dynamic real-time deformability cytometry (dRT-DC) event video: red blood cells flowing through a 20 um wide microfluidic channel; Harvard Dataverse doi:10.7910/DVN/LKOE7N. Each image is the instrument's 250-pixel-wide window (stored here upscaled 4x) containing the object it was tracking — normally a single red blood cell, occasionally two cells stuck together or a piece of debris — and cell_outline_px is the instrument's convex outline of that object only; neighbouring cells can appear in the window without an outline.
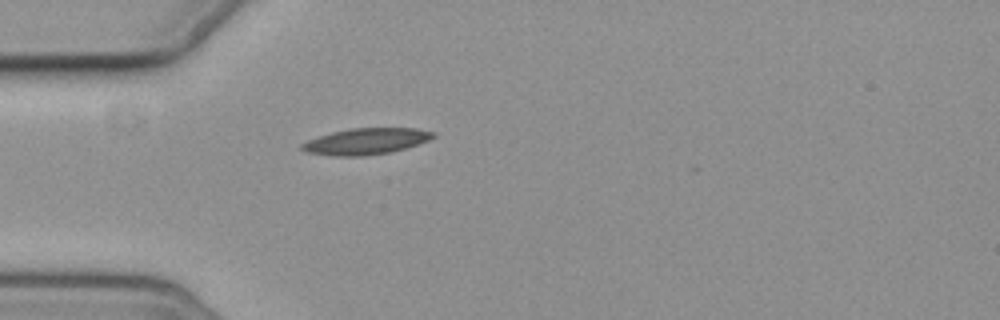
{"species": "common noctule bat (a hibernating species)", "species_latin": "Nyctalus noctula", "temperature_condition": "cold", "stored_images_in_passage": 1, "camera_frame_rate_fps": 3000, "um_per_image_px": 0.085, "animal": {"sex": "female", "body_mass_g": 19.3, "forearm_length_mm": 54.1}, "frame": {"image": 1, "passage_image": 1, "time_ms": 0.0, "image_size_px": [1000, 320], "cell_outline_px": [[436, 136], [428, 140], [404, 148], [388, 152], [364, 156], [336, 156], [304, 152], [300, 148], [300, 144], [308, 140], [332, 132], [352, 128], [416, 128], [436, 132]], "centroid_in_image_um": [31.09, 12.01], "position_along_channel_um": 53.9, "area_um2": 19.94}}